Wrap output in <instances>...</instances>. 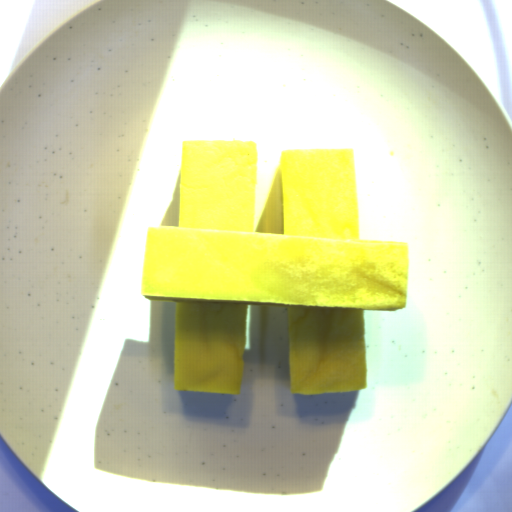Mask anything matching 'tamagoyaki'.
<instances>
[{
  "mask_svg": "<svg viewBox=\"0 0 512 512\" xmlns=\"http://www.w3.org/2000/svg\"><path fill=\"white\" fill-rule=\"evenodd\" d=\"M257 167L253 141L182 140L177 227L148 228L175 390L240 395L248 306L287 308L290 394L367 389L364 310L407 307L408 242L360 240L352 148L282 150L260 232Z\"/></svg>",
  "mask_w": 512,
  "mask_h": 512,
  "instance_id": "1",
  "label": "tamagoyaki"
}]
</instances>
